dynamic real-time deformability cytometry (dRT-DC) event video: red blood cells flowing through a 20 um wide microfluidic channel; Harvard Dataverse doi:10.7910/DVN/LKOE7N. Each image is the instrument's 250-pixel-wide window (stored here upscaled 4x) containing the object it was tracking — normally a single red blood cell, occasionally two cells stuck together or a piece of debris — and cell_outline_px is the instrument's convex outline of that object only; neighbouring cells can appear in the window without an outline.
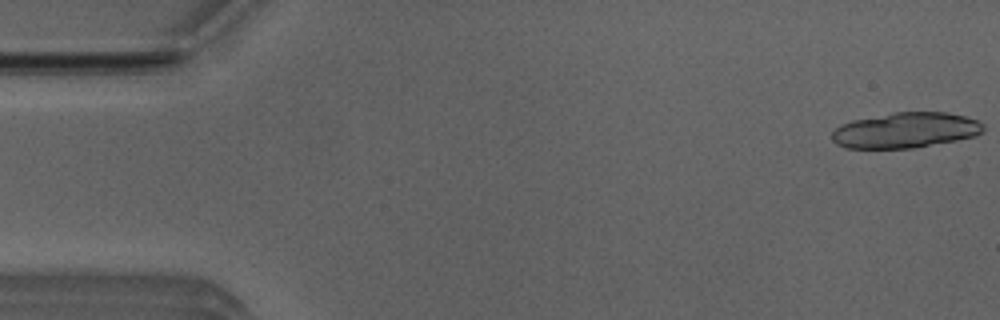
{"species": "Egyptian fruit bat (a non-hibernating species)", "species_latin": "Rousettus aegyptiacus", "temperature_condition": "room temperature", "stored_images_in_passage": 5, "camera_frame_rate_fps": 3000, "um_per_image_px": 0.085, "animal": {"sex": "male"}, "frame": {"image": 1, "passage_image": 1, "time_ms": 0.0, "image_size_px": [1000, 320], "cell_outline_px": [[984, 128], [976, 136], [956, 140], [912, 148], [844, 148], [836, 144], [832, 140], [832, 132], [840, 124], [852, 120], [896, 112], [948, 112], [964, 116], [976, 120], [984, 124]], "centroid_in_image_um": [76.95, 11.07], "position_along_channel_um": 8.1, "area_um2": 31.21}}